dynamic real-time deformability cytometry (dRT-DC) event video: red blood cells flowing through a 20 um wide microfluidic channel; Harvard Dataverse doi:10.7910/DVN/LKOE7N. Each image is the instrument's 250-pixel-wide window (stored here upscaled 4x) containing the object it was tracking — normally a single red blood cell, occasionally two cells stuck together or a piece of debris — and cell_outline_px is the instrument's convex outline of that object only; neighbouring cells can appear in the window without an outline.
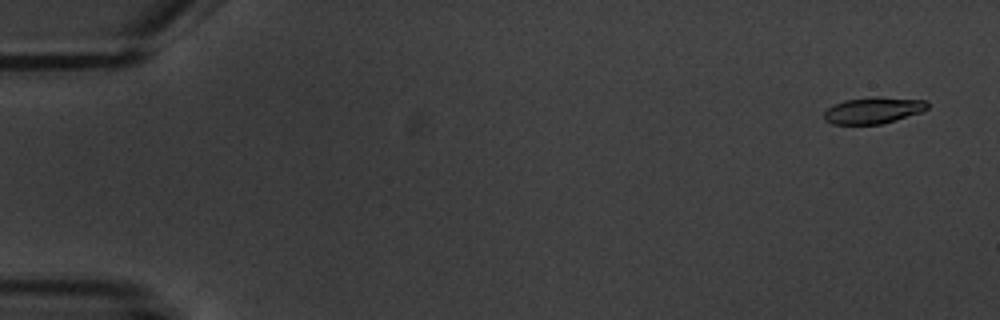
{"species": "common noctule bat (a hibernating species)", "species_latin": "Nyctalus noctula", "temperature_condition": "warm", "stored_images_in_passage": 5, "camera_frame_rate_fps": 3000, "um_per_image_px": 0.085, "animal": {"sex": "male", "body_mass_g": 20.1, "forearm_length_mm": 53.5}, "frame": {"image": 1, "passage_image": 1, "time_ms": 0.0, "image_size_px": [1000, 320], "cell_outline_px": [[928, 108], [920, 112], [880, 124], [832, 124], [824, 120], [824, 112], [832, 104], [844, 100], [876, 96], [880, 96], [928, 100]], "centroid_in_image_um": [74.21, 9.36], "position_along_channel_um": 10.8, "area_um2": 16.01}}
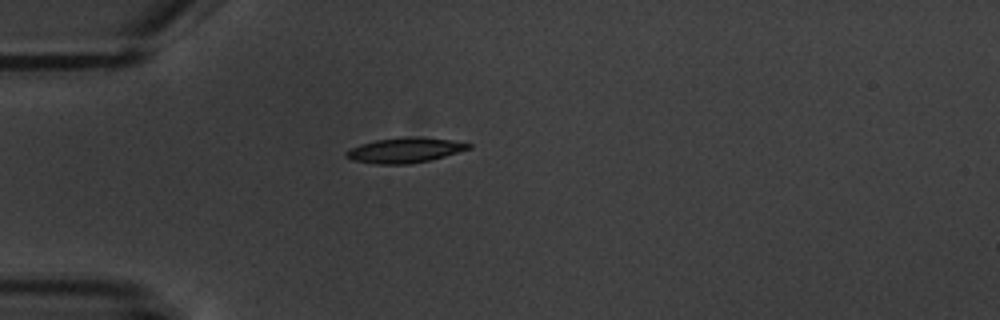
{"frame": {"image": 2, "passage_image": 5, "time_ms": 4.667, "image_size_px": [1000, 320], "cell_outline_px": [[472, 148], [444, 156], [428, 160], [408, 164], [376, 164], [352, 160], [344, 156], [344, 152], [360, 144], [376, 140], [416, 136], [420, 136], [452, 140], [472, 144]], "centroid_in_image_um": [34.41, 12.76], "position_along_channel_um": 50.6, "area_um2": 17.8}}